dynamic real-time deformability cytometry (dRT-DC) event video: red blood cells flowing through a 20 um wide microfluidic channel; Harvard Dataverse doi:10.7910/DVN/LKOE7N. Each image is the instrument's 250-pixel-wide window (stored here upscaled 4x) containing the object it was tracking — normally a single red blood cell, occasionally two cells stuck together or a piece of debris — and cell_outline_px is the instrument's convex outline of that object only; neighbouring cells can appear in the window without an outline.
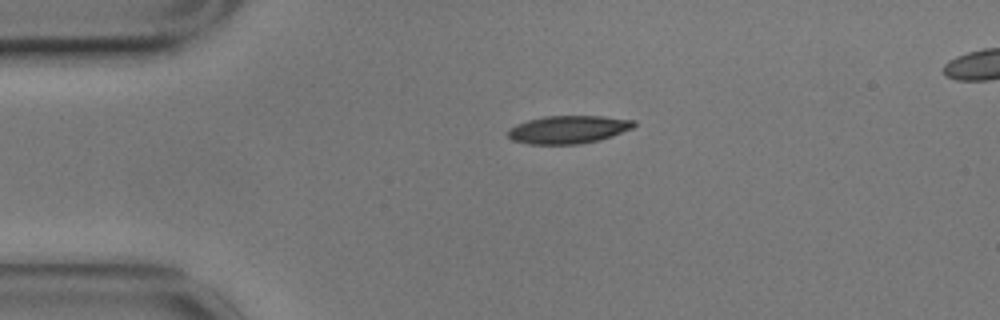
{"species": "common noctule bat (a hibernating species)", "species_latin": "Nyctalus noctula", "temperature_condition": "cold", "stored_images_in_passage": 46, "camera_frame_rate_fps": 3000, "um_per_image_px": 0.085, "animal": {"sex": "male", "body_mass_g": 17.9}, "frame": {"image": 1, "passage_image": 1, "time_ms": 0.0, "image_size_px": [1000, 320], "cell_outline_px": [[636, 124], [632, 128], [612, 136], [600, 140], [580, 144], [528, 144], [512, 140], [508, 136], [508, 128], [516, 124], [528, 120], [544, 116], [604, 116], [636, 120]], "centroid_in_image_um": [48.31, 11.01], "position_along_channel_um": 36.7, "area_um2": 20.63}}
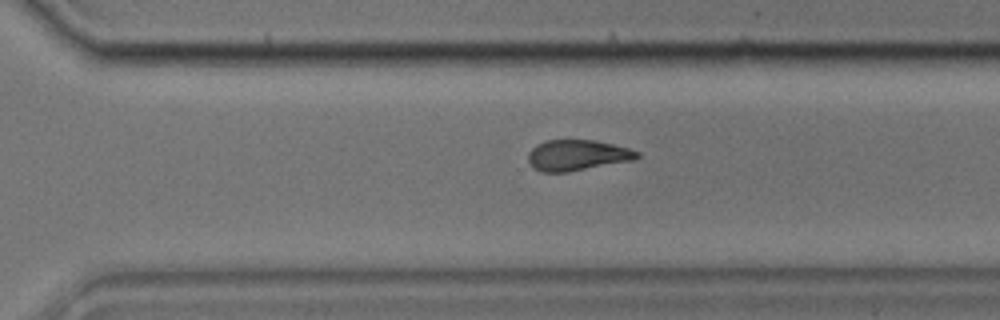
{"frame": {"image": 2, "passage_image": 28, "time_ms": 9.0, "image_size_px": [1000, 320], "cell_outline_px": [[640, 156], [636, 160], [568, 172], [540, 172], [532, 168], [528, 160], [528, 152], [536, 144], [544, 140], [596, 140], [628, 148], [640, 152]], "centroid_in_image_um": [49.06, 13.2], "position_along_channel_um": 321.5, "area_um2": 19.83}}
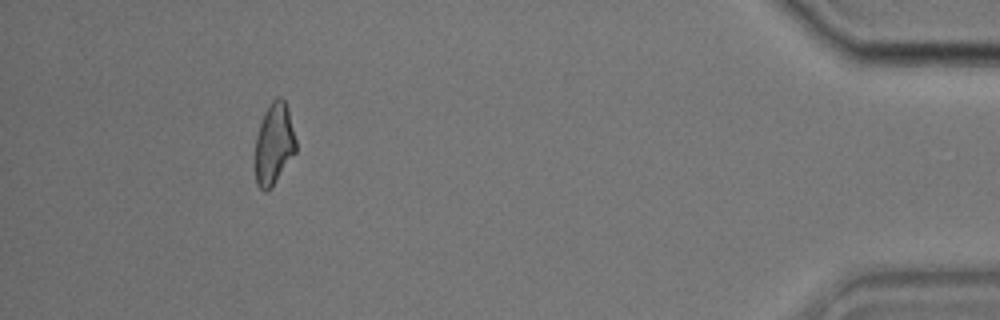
{"frame": {"image": 3, "passage_image": 41, "time_ms": 13.333, "image_size_px": [1000, 320], "cell_outline_px": [[296, 152], [272, 188], [264, 192], [256, 184], [252, 164], [256, 136], [264, 112], [272, 100], [276, 96], [280, 96], [284, 100], [288, 108], [296, 140]], "centroid_in_image_um": [23.25, 12.28], "position_along_channel_um": 412.0, "area_um2": 20.11}}